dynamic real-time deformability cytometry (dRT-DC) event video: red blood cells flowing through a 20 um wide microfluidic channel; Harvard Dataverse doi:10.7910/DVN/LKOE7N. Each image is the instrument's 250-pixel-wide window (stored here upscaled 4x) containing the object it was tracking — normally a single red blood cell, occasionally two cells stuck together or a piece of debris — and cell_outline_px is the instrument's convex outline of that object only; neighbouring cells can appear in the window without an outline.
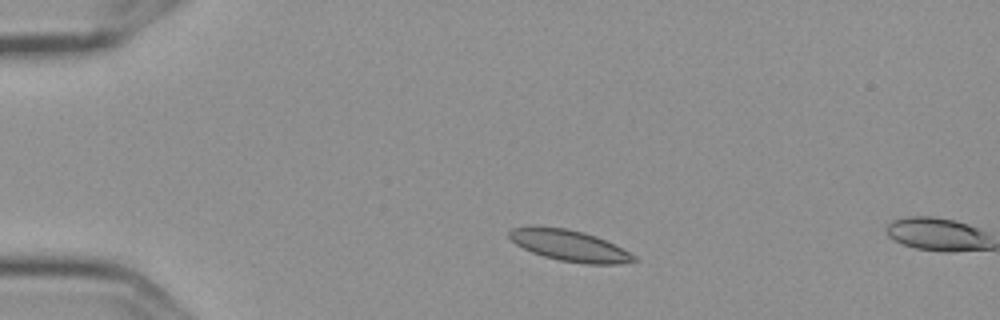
{"species": "Egyptian fruit bat (a non-hibernating species)", "species_latin": "Rousettus aegyptiacus", "temperature_condition": "cold", "stored_images_in_passage": 2, "camera_frame_rate_fps": 3000, "um_per_image_px": 0.085, "frame": {"image": 1, "passage_image": 1, "time_ms": 0.0, "image_size_px": [1000, 320], "cell_outline_px": [[640, 260], [620, 264], [584, 264], [560, 260], [544, 256], [532, 252], [516, 244], [508, 236], [508, 232], [512, 228], [568, 228], [584, 232], [596, 236], [636, 256]], "centroid_in_image_um": [48.45, 20.9], "position_along_channel_um": 36.5, "area_um2": 22.02}}